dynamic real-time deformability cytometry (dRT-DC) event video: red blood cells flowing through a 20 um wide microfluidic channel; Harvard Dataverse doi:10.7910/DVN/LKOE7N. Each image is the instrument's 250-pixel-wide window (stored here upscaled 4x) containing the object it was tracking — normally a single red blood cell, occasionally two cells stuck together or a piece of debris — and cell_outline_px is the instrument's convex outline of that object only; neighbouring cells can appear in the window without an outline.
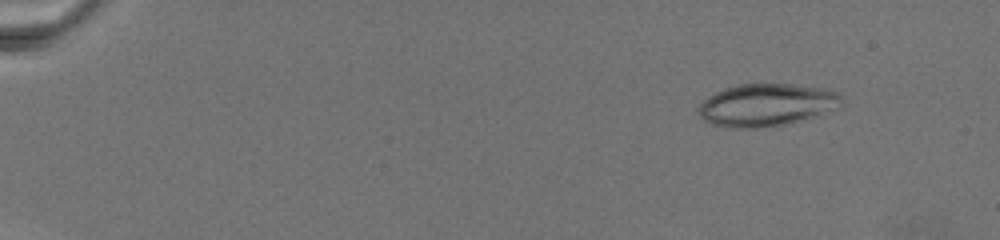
{"species": "common noctule bat (a hibernating species)", "species_latin": "Nyctalus noctula", "temperature_condition": "warm", "stored_images_in_passage": 63, "camera_frame_rate_fps": 3000, "um_per_image_px": 0.085, "animal": {"sex": "female", "body_mass_g": 19.5, "forearm_length_mm": 54.1}, "frame": {"image": 1, "passage_image": 8, "time_ms": 2.667, "image_size_px": [1000, 240], "cell_outline_px": [[844, 104], [840, 108], [784, 124], [756, 128], [728, 128], [712, 124], [704, 120], [700, 116], [696, 108], [708, 96], [724, 88], [740, 84], [792, 84], [824, 88], [840, 92], [844, 100]], "centroid_in_image_um": [65.17, 8.91], "position_along_channel_um": 19.8, "area_um2": 35.6}}
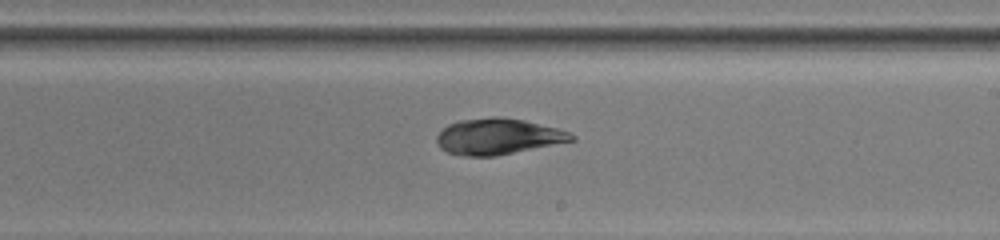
{"frame": {"image": 2, "passage_image": 41, "time_ms": 15.667, "image_size_px": [1000, 240], "cell_outline_px": [[576, 140], [496, 156], [460, 156], [448, 152], [440, 148], [436, 140], [436, 136], [448, 124], [460, 120], [492, 116], [500, 116], [524, 120], [572, 132], [576, 136]], "centroid_in_image_um": [42.34, 11.6], "position_along_channel_um": 246.7, "area_um2": 28.44}}
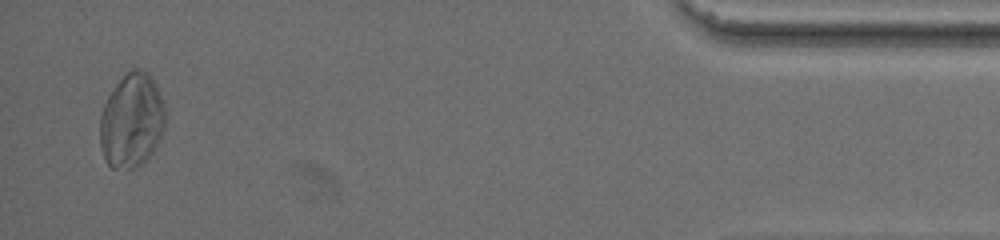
{"frame": {"image": 3, "passage_image": 61, "time_ms": 24.333, "image_size_px": [1000, 240], "cell_outline_px": [[164, 128], [160, 140], [152, 152], [136, 168], [112, 168], [104, 160], [100, 148], [100, 116], [104, 104], [108, 96], [116, 84], [132, 68], [140, 68], [148, 72], [152, 76], [160, 92], [164, 104]], "centroid_in_image_um": [11.19, 10.24], "position_along_channel_um": 424.0, "area_um2": 36.01}}